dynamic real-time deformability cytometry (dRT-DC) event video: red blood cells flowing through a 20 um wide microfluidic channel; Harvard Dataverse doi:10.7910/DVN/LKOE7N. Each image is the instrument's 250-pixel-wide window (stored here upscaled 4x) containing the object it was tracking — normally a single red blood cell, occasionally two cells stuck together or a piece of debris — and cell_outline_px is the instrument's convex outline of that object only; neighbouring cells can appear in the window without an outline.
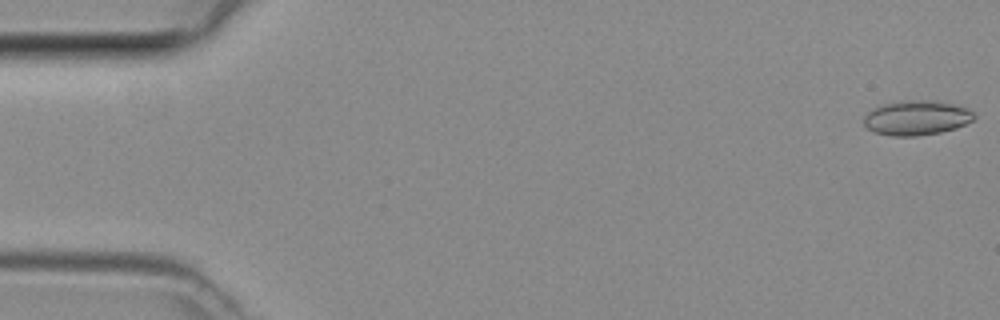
{"species": "common noctule bat (a hibernating species)", "species_latin": "Nyctalus noctula", "temperature_condition": "room temperature", "stored_images_in_passage": 5, "camera_frame_rate_fps": 3000, "um_per_image_px": 0.085, "animal": {"sex": "female", "body_mass_g": 29.2, "forearm_length_mm": 56.3}, "frame": {"image": 1, "passage_image": 1, "time_ms": 0.0, "image_size_px": [1000, 320], "cell_outline_px": [[976, 116], [972, 120], [956, 128], [940, 132], [916, 136], [892, 136], [876, 132], [868, 128], [864, 124], [864, 116], [872, 108], [884, 104], [900, 100], [932, 100], [956, 104], [968, 108]], "centroid_in_image_um": [77.91, 10.0], "position_along_channel_um": 7.1, "area_um2": 22.31}}
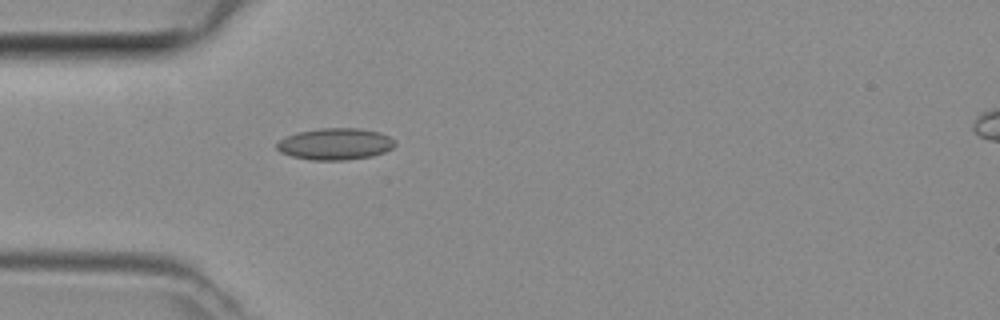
{"frame": {"image": 2, "passage_image": 5, "time_ms": 1.333, "image_size_px": [1000, 320], "cell_outline_px": [[396, 144], [392, 148], [384, 152], [372, 156], [344, 160], [312, 160], [292, 156], [280, 152], [276, 148], [276, 144], [280, 140], [296, 132], [320, 128], [360, 128], [380, 132], [396, 140]], "centroid_in_image_um": [28.51, 12.23], "position_along_channel_um": 56.5, "area_um2": 21.85}}